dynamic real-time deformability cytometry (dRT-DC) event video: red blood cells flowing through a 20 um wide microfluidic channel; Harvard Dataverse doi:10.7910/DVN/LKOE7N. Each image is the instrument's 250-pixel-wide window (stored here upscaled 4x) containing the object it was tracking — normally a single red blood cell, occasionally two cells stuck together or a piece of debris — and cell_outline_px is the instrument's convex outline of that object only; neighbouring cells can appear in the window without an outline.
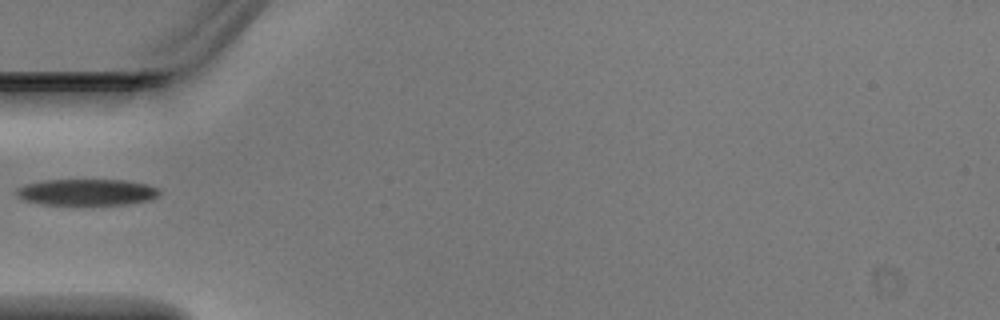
{"species": "Egyptian fruit bat (a non-hibernating species)", "species_latin": "Rousettus aegyptiacus", "temperature_condition": "warm", "stored_images_in_passage": 1, "camera_frame_rate_fps": 3000, "um_per_image_px": 0.085, "animal": {"sex": "male"}, "frame": {"image": 1, "passage_image": 1, "time_ms": 0.0, "image_size_px": [1000, 320], "cell_outline_px": [[160, 192], [152, 200], [128, 204], [44, 204], [24, 200], [16, 196], [16, 188], [24, 184], [44, 180], [124, 180], [148, 184], [160, 188]], "centroid_in_image_um": [7.39, 16.32], "position_along_channel_um": 77.6, "area_um2": 22.02}}